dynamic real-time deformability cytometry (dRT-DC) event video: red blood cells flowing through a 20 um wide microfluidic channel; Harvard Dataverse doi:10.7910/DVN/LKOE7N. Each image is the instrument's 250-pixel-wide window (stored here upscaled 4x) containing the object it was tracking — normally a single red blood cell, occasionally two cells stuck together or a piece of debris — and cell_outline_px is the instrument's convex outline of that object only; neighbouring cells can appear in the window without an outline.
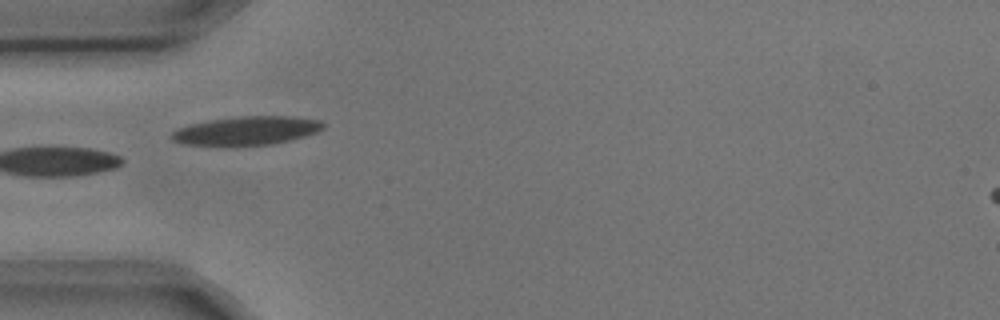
{"species": "common noctule bat (a hibernating species)", "species_latin": "Nyctalus noctula", "temperature_condition": "cold", "stored_images_in_passage": 8, "camera_frame_rate_fps": 3000, "um_per_image_px": 0.085, "animal": {"sex": "male", "body_mass_g": 17.9, "forearm_length_mm": 54.2}, "frame": {"image": 1, "passage_image": 6, "time_ms": 1.667, "image_size_px": [1000, 320], "cell_outline_px": [[324, 128], [316, 132], [304, 136], [272, 144], [236, 148], [224, 148], [184, 144], [172, 140], [168, 136], [176, 128], [208, 120], [240, 116], [292, 116], [320, 120], [324, 124]], "centroid_in_image_um": [20.87, 11.15], "position_along_channel_um": 64.1, "area_um2": 26.24}}
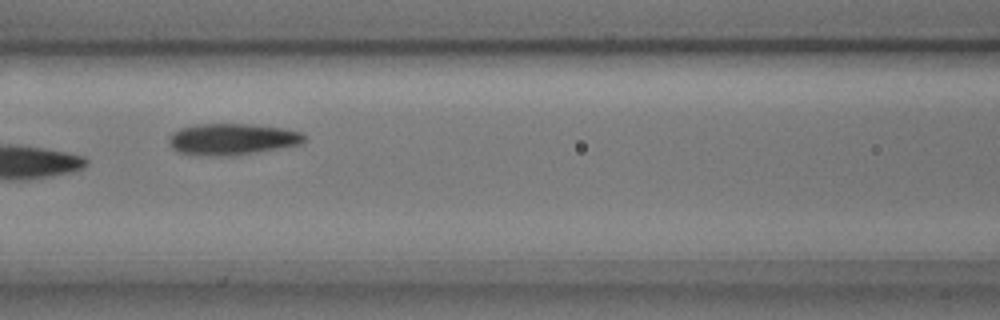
{"frame": {"image": 2, "passage_image": 8, "time_ms": 2.333, "image_size_px": [1000, 320], "cell_outline_px": [[308, 136], [304, 144], [228, 156], [212, 156], [176, 152], [168, 144], [168, 136], [172, 132], [180, 128], [196, 124], [252, 124], [284, 128], [300, 132]], "centroid_in_image_um": [19.73, 11.82], "position_along_channel_um": 146.9, "area_um2": 25.03}}